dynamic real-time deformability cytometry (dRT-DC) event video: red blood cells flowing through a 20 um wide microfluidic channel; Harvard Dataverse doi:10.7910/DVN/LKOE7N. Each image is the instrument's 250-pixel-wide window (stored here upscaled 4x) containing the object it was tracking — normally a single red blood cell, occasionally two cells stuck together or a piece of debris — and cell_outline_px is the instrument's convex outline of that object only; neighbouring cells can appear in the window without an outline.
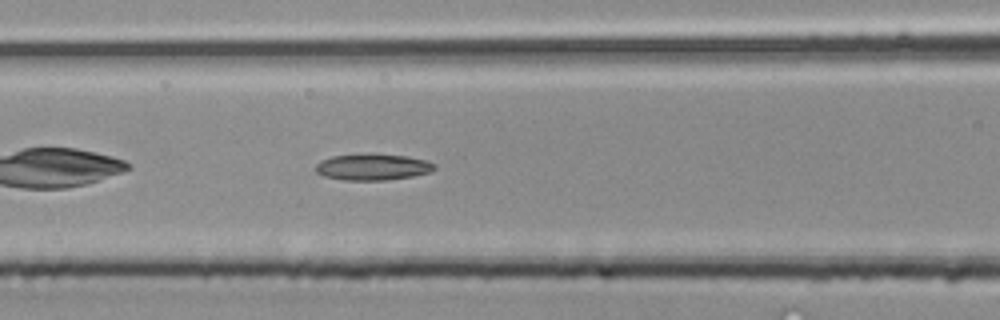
{"species": "common noctule bat (a hibernating species)", "species_latin": "Nyctalus noctula", "temperature_condition": "room temperature", "stored_images_in_passage": 29, "camera_frame_rate_fps": 3000, "um_per_image_px": 0.085, "animal": {"sex": "male", "body_mass_g": 20.4}, "frame": {"image": 1, "passage_image": 5, "time_ms": 1.333, "image_size_px": [1000, 320], "cell_outline_px": [[436, 168], [432, 172], [412, 176], [384, 180], [344, 180], [324, 176], [316, 172], [316, 164], [332, 156], [408, 156], [424, 160], [436, 164]], "centroid_in_image_um": [31.72, 14.24], "position_along_channel_um": 134.9, "area_um2": 17.4}}
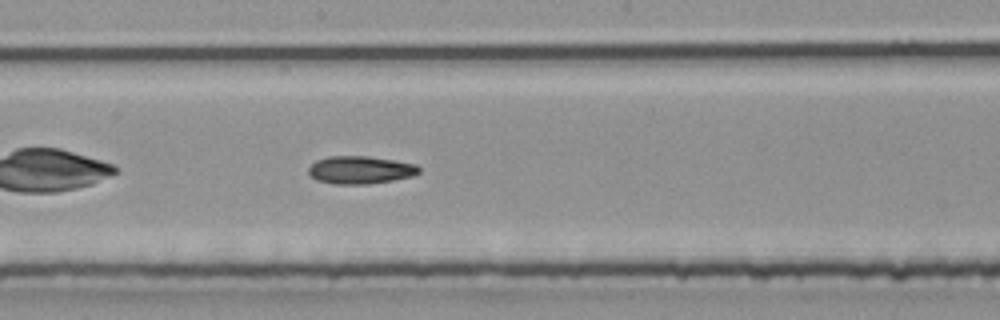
{"frame": {"image": 2, "passage_image": 10, "time_ms": 3.0, "image_size_px": [1000, 320], "cell_outline_px": [[420, 172], [412, 176], [392, 180], [368, 184], [336, 184], [316, 180], [308, 172], [308, 168], [316, 160], [328, 156], [368, 156], [396, 160], [416, 164], [420, 168]], "centroid_in_image_um": [30.63, 14.43], "position_along_channel_um": 217.6, "area_um2": 17.92}}
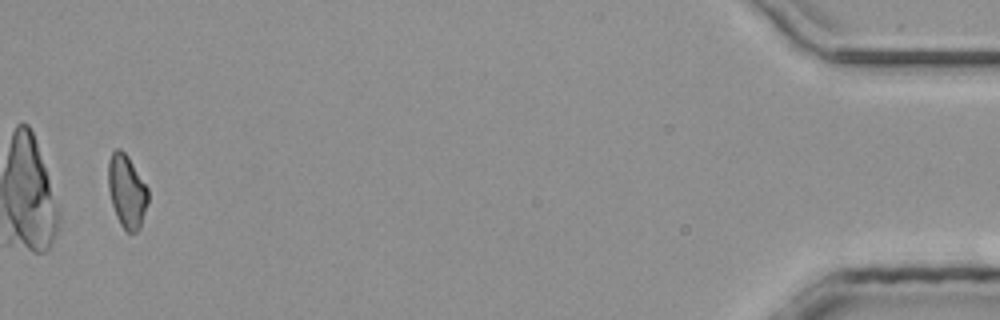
{"frame": {"image": 3, "passage_image": 28, "time_ms": 9.0, "image_size_px": [1000, 320], "cell_outline_px": [[148, 200], [140, 228], [136, 232], [128, 232], [120, 224], [116, 216], [112, 204], [108, 188], [108, 160], [112, 152], [116, 148], [120, 148], [128, 156], [148, 188]], "centroid_in_image_um": [10.77, 16.24], "position_along_channel_um": 424.4, "area_um2": 16.94}}